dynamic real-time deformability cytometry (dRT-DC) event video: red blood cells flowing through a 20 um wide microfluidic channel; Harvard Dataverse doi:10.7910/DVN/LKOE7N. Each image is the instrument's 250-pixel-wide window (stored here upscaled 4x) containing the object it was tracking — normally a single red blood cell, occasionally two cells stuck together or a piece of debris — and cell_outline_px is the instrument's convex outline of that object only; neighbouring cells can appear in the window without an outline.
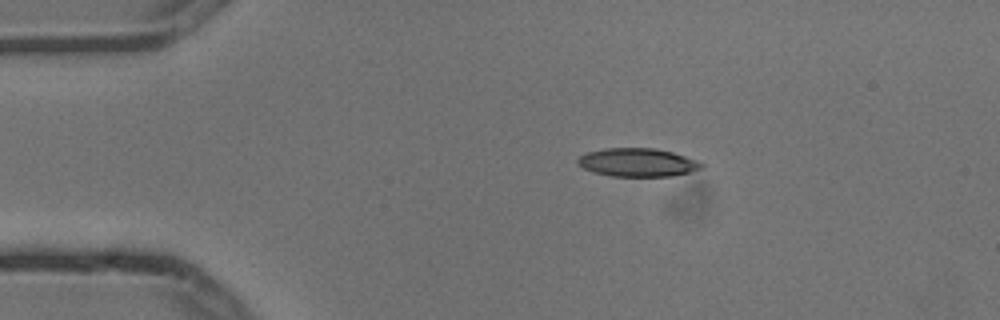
{"species": "common noctule bat (a hibernating species)", "species_latin": "Nyctalus noctula", "temperature_condition": "cold", "stored_images_in_passage": 5, "camera_frame_rate_fps": 3000, "um_per_image_px": 0.085, "animal": {"sex": "male", "body_mass_g": 13.3}, "frame": {"image": 1, "passage_image": 3, "time_ms": 0.667, "image_size_px": [1000, 320], "cell_outline_px": [[704, 168], [672, 176], [612, 176], [592, 172], [584, 168], [576, 160], [584, 152], [604, 148], [656, 148], [672, 152], [696, 160], [704, 164]], "centroid_in_image_um": [54.18, 13.8], "position_along_channel_um": 30.8, "area_um2": 20.46}}